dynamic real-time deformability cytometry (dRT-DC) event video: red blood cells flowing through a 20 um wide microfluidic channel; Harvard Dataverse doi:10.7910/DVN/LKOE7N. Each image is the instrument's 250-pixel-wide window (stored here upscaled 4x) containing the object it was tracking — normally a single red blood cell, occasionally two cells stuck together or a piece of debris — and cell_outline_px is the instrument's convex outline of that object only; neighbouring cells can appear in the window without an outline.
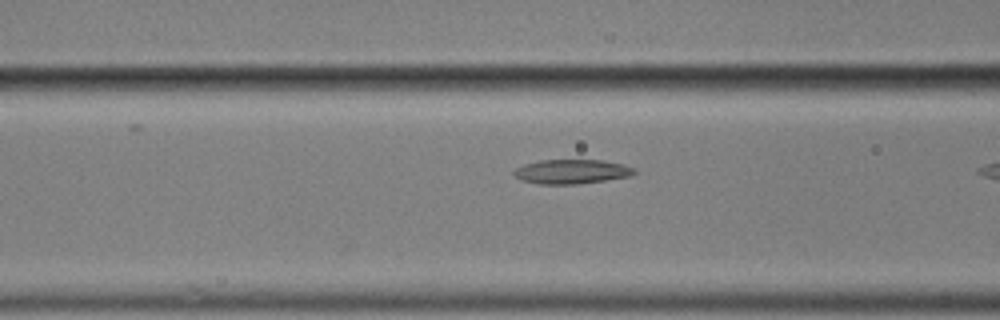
{"species": "common noctule bat (a hibernating species)", "species_latin": "Nyctalus noctula", "temperature_condition": "cold", "stored_images_in_passage": 9, "camera_frame_rate_fps": 3000, "um_per_image_px": 0.085, "animal": {"sex": "male", "body_mass_g": 17.9}, "frame": {"image": 1, "passage_image": 8, "time_ms": 2.333, "image_size_px": [1000, 320], "cell_outline_px": [[636, 172], [632, 176], [576, 184], [540, 184], [520, 180], [512, 172], [516, 168], [524, 164], [540, 160], [604, 160], [624, 164], [636, 168]], "centroid_in_image_um": [48.61, 14.58], "position_along_channel_um": 118.0, "area_um2": 17.17}}